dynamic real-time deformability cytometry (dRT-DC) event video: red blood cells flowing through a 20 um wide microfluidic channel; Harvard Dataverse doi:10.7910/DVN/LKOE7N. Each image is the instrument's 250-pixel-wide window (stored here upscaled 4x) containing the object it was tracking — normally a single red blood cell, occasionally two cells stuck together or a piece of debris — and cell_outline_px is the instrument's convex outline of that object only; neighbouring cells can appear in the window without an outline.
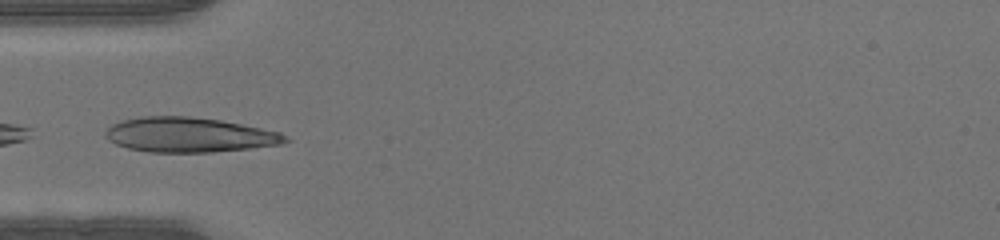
{"species": "human", "species_latin": "Homo sapiens", "temperature_condition": "warm", "stored_images_in_passage": 7, "camera_frame_rate_fps": 3000, "um_per_image_px": 0.085, "donor": {"sex": "male"}, "frame": {"image": 1, "passage_image": 2, "time_ms": 0.333, "image_size_px": [1000, 240], "cell_outline_px": [[292, 140], [280, 144], [248, 148], [212, 152], [148, 152], [128, 148], [116, 144], [108, 140], [104, 136], [104, 132], [112, 124], [120, 120], [140, 116], [188, 116], [220, 120], [280, 132], [288, 136]], "centroid_in_image_um": [16.04, 11.46], "position_along_channel_um": 69.0, "area_um2": 36.53}}
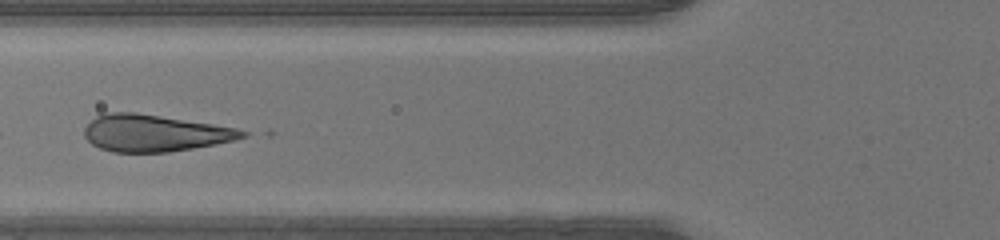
{"frame": {"image": 2, "passage_image": 5, "time_ms": 1.333, "image_size_px": [1000, 240], "cell_outline_px": [[248, 136], [232, 140], [192, 148], [168, 152], [112, 152], [100, 148], [92, 144], [84, 136], [84, 128], [96, 116], [104, 112], [136, 112], [212, 124], [236, 128], [248, 132]], "centroid_in_image_um": [13.09, 11.3], "position_along_channel_um": 112.7, "area_um2": 33.64}}